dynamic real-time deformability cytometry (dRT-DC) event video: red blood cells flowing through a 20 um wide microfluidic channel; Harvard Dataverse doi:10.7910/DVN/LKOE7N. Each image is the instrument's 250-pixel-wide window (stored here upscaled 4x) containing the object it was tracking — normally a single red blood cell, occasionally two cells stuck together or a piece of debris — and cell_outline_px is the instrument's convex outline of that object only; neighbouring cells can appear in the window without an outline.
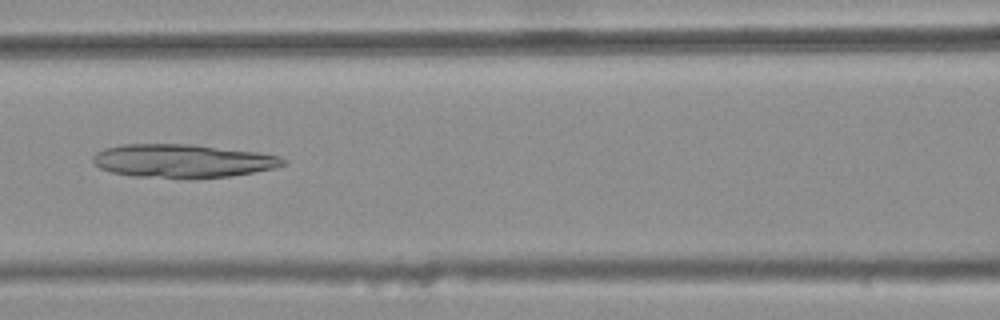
{"species": "common noctule bat (a hibernating species)", "species_latin": "Nyctalus noctula", "temperature_condition": "warm", "stored_images_in_passage": 46, "camera_frame_rate_fps": 3000, "um_per_image_px": 0.085, "animal": {"sex": "female", "body_mass_g": 25.1}, "frame": {"image": 1, "passage_image": 23, "time_ms": 7.333, "image_size_px": [1000, 320], "cell_outline_px": [[288, 164], [272, 168], [232, 176], [132, 176], [112, 172], [100, 168], [92, 160], [92, 156], [96, 152], [104, 148], [120, 144], [192, 144], [256, 152], [280, 156], [288, 160]], "centroid_in_image_um": [15.51, 13.64], "position_along_channel_um": 151.1, "area_um2": 36.24}}
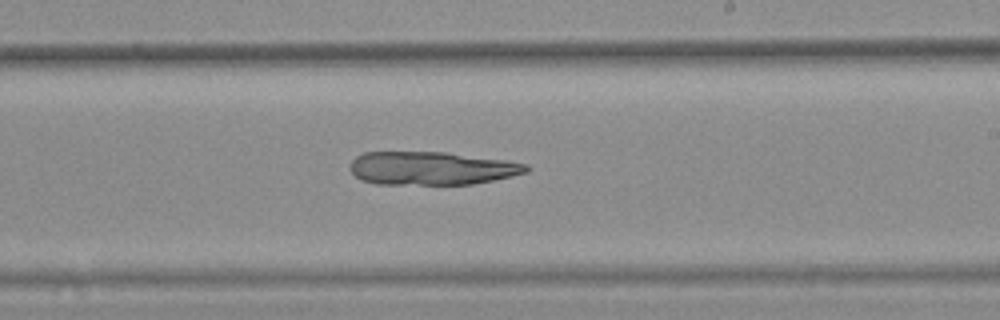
{"frame": {"image": 2, "passage_image": 31, "time_ms": 10.0, "image_size_px": [1000, 320], "cell_outline_px": [[532, 168], [528, 172], [512, 176], [472, 184], [376, 184], [360, 180], [348, 168], [352, 160], [356, 156], [364, 152], [448, 152], [504, 160], [528, 164]], "centroid_in_image_um": [36.68, 14.3], "position_along_channel_um": 252.3, "area_um2": 34.33}}
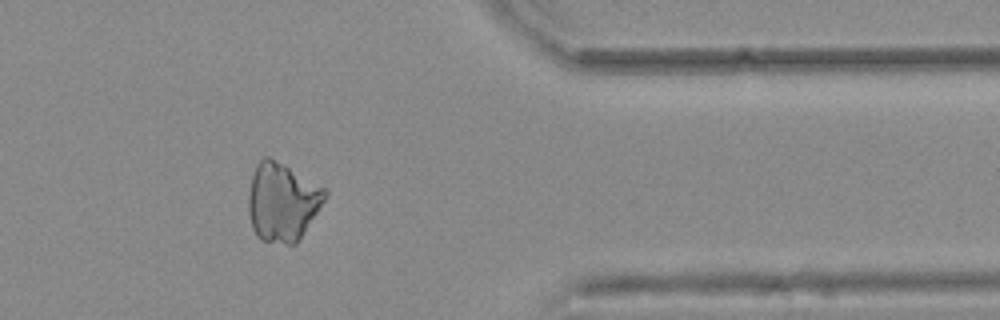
{"frame": {"image": 3, "passage_image": 43, "time_ms": 14.0, "image_size_px": [1000, 320], "cell_outline_px": [[328, 196], [296, 244], [288, 244], [260, 240], [256, 236], [252, 228], [248, 212], [248, 196], [252, 176], [256, 164], [264, 156], [268, 156], [284, 164], [324, 188], [328, 192]], "centroid_in_image_um": [23.98, 17.17], "position_along_channel_um": 387.4, "area_um2": 34.97}}